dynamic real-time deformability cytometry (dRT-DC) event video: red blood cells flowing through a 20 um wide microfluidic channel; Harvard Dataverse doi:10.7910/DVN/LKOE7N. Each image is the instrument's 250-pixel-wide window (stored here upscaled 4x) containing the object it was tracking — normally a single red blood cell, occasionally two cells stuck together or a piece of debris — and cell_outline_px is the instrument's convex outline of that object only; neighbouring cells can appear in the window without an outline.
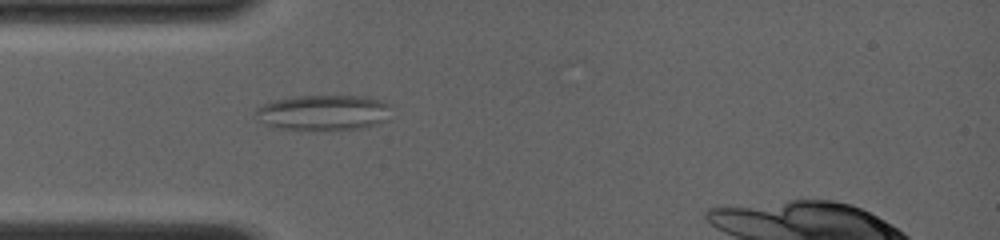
{"species": "common noctule bat (a hibernating species)", "species_latin": "Nyctalus noctula", "temperature_condition": "room temperature", "stored_images_in_passage": 23, "camera_frame_rate_fps": 4000, "um_per_image_px": 0.085, "animal": {"sex": "female", "body_mass_g": 19.0, "forearm_length_mm": 56.7}, "frame": {"image": 1, "passage_image": 1, "time_ms": 0.0, "image_size_px": [1000, 240], "cell_outline_px": [[392, 104], [384, 120], [376, 124], [364, 128], [284, 128], [264, 124], [256, 112], [256, 108], [260, 104], [272, 100], [292, 96], [368, 96]], "centroid_in_image_um": [27.5, 9.52], "position_along_channel_um": 57.5, "area_um2": 27.34}}
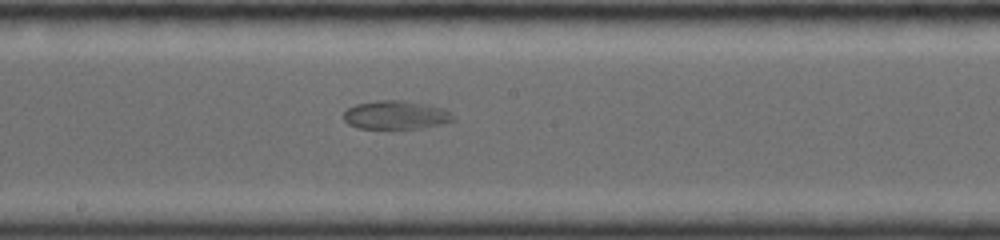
{"frame": {"image": 2, "passage_image": 12, "time_ms": 4.0, "image_size_px": [1000, 240], "cell_outline_px": [[456, 120], [424, 128], [356, 128], [348, 124], [344, 120], [344, 112], [348, 108], [356, 104], [376, 100], [404, 100], [428, 104], [444, 108], [452, 112], [456, 116]], "centroid_in_image_um": [33.7, 9.76], "position_along_channel_um": 214.5, "area_um2": 18.5}}
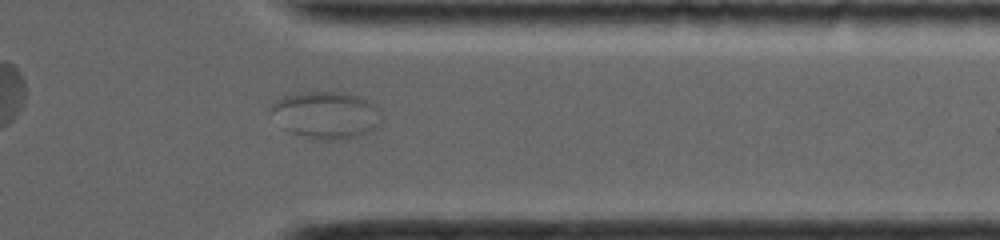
{"frame": {"image": 3, "passage_image": 23, "time_ms": 8.25, "image_size_px": [1000, 240], "cell_outline_px": [[384, 120], [376, 128], [368, 132], [344, 140], [324, 140], [288, 132], [280, 128], [268, 112], [268, 108], [276, 100], [292, 92], [348, 92], [360, 96], [376, 104], [384, 116]], "centroid_in_image_um": [27.71, 9.76], "position_along_channel_um": 383.7, "area_um2": 31.39}}